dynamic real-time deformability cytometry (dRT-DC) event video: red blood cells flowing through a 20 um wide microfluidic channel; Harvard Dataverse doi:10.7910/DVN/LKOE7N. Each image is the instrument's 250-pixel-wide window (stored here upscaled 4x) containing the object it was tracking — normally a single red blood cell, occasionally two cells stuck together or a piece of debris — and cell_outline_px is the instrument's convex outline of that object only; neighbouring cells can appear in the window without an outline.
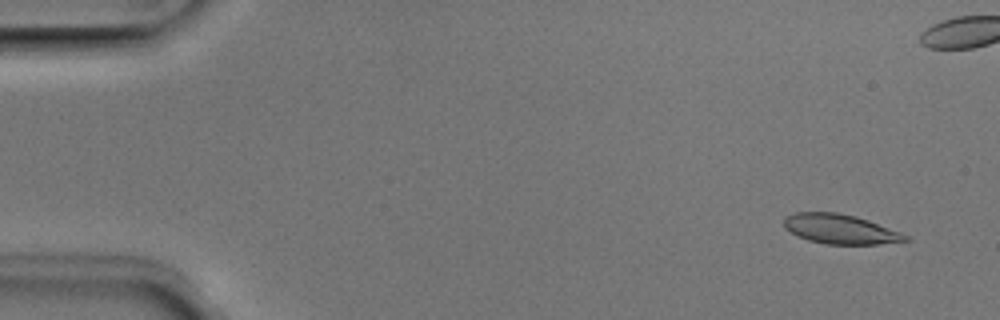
{"species": "Egyptian fruit bat (a non-hibernating species)", "species_latin": "Rousettus aegyptiacus", "temperature_condition": "room temperature", "stored_images_in_passage": 7, "camera_frame_rate_fps": 3000, "um_per_image_px": 0.085, "animal": {"sex": "male"}, "frame": {"image": 1, "passage_image": 1, "time_ms": 0.0, "image_size_px": [1000, 320], "cell_outline_px": [[908, 240], [880, 244], [828, 244], [808, 240], [796, 236], [784, 228], [784, 216], [792, 212], [836, 212], [856, 216], [868, 220], [900, 232], [908, 236]], "centroid_in_image_um": [71.35, 19.46], "position_along_channel_um": 13.6, "area_um2": 20.98}}
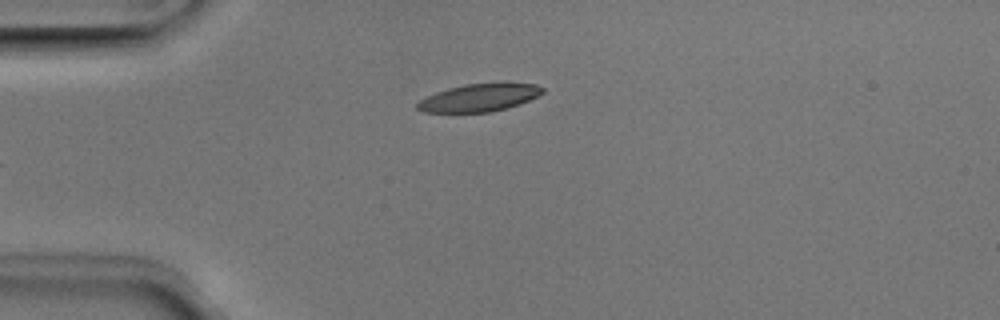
{"frame": {"image": 2, "passage_image": 4, "time_ms": 1.0, "image_size_px": [1000, 320], "cell_outline_px": [[544, 92], [528, 100], [492, 112], [424, 112], [416, 108], [416, 104], [420, 100], [436, 92], [448, 88], [464, 84], [536, 84], [544, 88]], "centroid_in_image_um": [40.67, 8.31], "position_along_channel_um": 44.3, "area_um2": 19.59}}
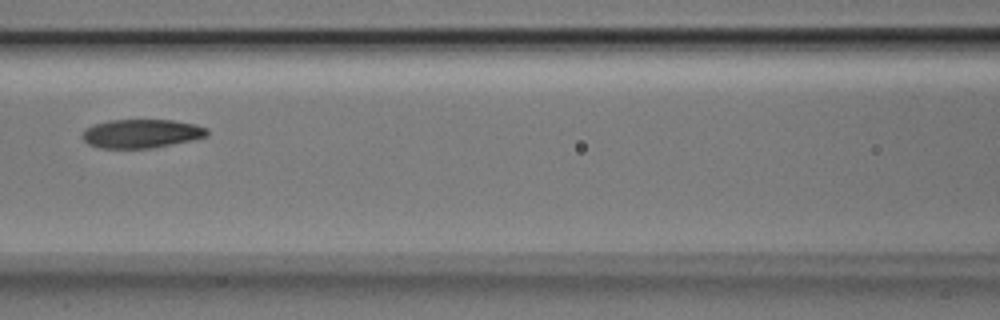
{"frame": {"image": 3, "passage_image": 7, "time_ms": 2.0, "image_size_px": [1000, 320], "cell_outline_px": [[208, 132], [204, 136], [192, 140], [152, 148], [100, 148], [88, 144], [84, 140], [84, 128], [92, 124], [108, 120], [172, 120], [196, 124], [208, 128]], "centroid_in_image_um": [12.0, 11.35], "position_along_channel_um": 154.6, "area_um2": 20.87}}